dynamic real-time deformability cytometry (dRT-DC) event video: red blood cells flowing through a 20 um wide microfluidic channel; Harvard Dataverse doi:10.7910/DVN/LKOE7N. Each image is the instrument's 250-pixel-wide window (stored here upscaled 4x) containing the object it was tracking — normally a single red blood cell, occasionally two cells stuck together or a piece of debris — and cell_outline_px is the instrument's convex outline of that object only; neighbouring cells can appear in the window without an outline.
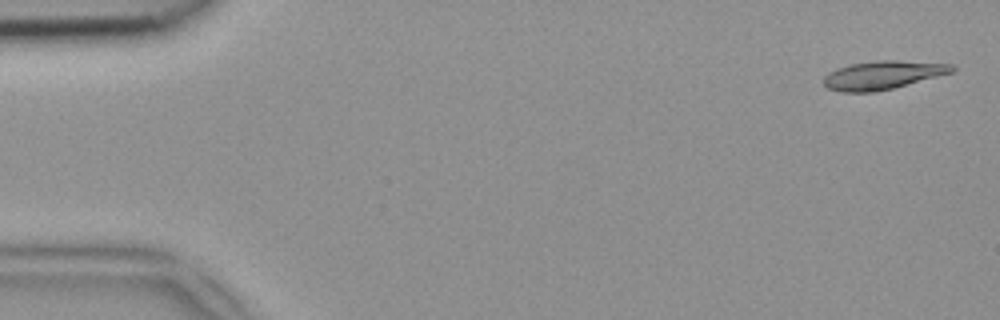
{"species": "common noctule bat (a hibernating species)", "species_latin": "Nyctalus noctula", "temperature_condition": "room temperature", "stored_images_in_passage": 50, "camera_frame_rate_fps": 3000, "um_per_image_px": 0.085, "animal": {"sex": "female", "body_mass_g": 18.4}, "frame": {"image": 1, "passage_image": 2, "time_ms": 0.333, "image_size_px": [1000, 320], "cell_outline_px": [[956, 68], [952, 72], [892, 88], [876, 92], [840, 92], [828, 88], [824, 84], [824, 76], [828, 72], [836, 68], [852, 64], [880, 60], [896, 60], [952, 64]], "centroid_in_image_um": [74.99, 6.38], "position_along_channel_um": 10.0, "area_um2": 21.04}}
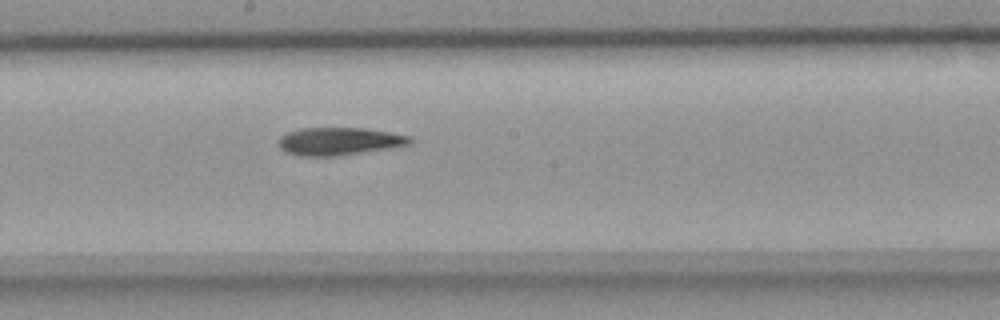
{"frame": {"image": 2, "passage_image": 27, "time_ms": 8.667, "image_size_px": [1000, 320], "cell_outline_px": [[412, 144], [340, 156], [296, 156], [284, 152], [276, 144], [280, 136], [284, 132], [300, 128], [364, 128], [388, 132], [408, 136], [412, 140]], "centroid_in_image_um": [28.72, 12.01], "position_along_channel_um": 219.5, "area_um2": 21.5}}
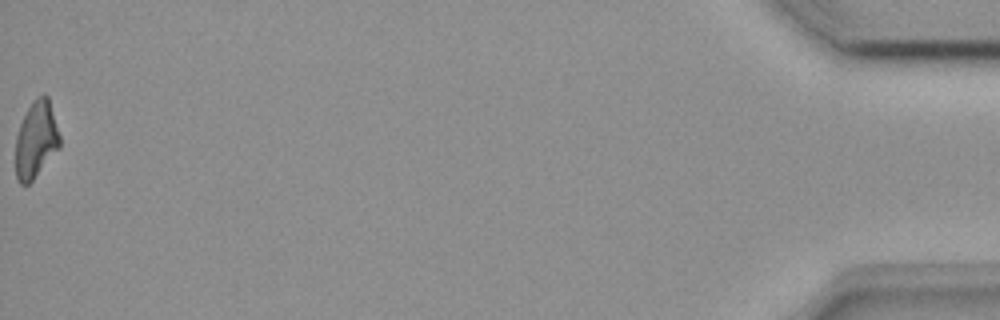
{"frame": {"image": 3, "passage_image": 50, "time_ms": 16.333, "image_size_px": [1000, 320], "cell_outline_px": [[60, 148], [32, 180], [28, 184], [20, 184], [16, 176], [16, 136], [20, 124], [32, 100], [36, 96], [44, 92], [48, 96], [60, 136]], "centroid_in_image_um": [3.07, 11.84], "position_along_channel_um": 432.1, "area_um2": 19.77}}